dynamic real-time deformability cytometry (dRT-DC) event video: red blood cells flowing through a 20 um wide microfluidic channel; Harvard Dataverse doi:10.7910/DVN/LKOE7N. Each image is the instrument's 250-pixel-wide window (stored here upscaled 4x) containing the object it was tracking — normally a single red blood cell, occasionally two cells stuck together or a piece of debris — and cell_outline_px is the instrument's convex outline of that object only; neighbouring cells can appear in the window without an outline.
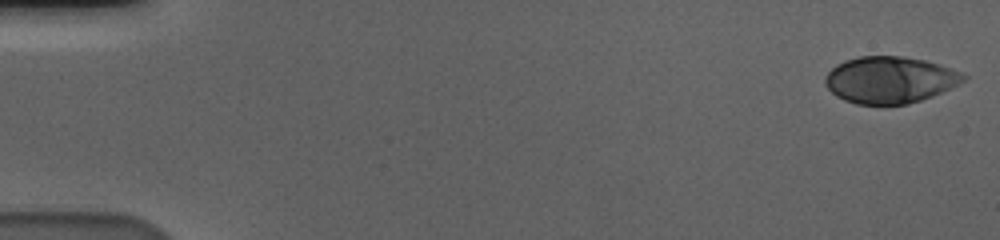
{"species": "human", "species_latin": "Homo sapiens", "temperature_condition": "cold", "stored_images_in_passage": 57, "camera_frame_rate_fps": 3000, "um_per_image_px": 0.085, "donor": {"sex": "male"}, "frame": {"image": 1, "passage_image": 1, "time_ms": 0.0, "image_size_px": [1000, 240], "cell_outline_px": [[968, 76], [964, 80], [932, 96], [908, 104], [856, 104], [844, 100], [836, 96], [824, 84], [824, 76], [836, 64], [844, 60], [860, 56], [900, 56], [924, 60], [960, 72]], "centroid_in_image_um": [75.57, 6.78], "position_along_channel_um": 9.4, "area_um2": 37.28}}
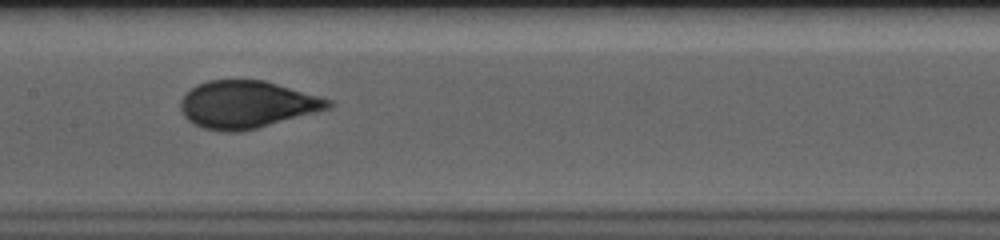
{"frame": {"image": 2, "passage_image": 29, "time_ms": 9.333, "image_size_px": [1000, 240], "cell_outline_px": [[332, 108], [256, 128], [240, 132], [224, 132], [204, 128], [188, 120], [184, 116], [180, 108], [180, 100], [196, 84], [208, 80], [264, 80], [332, 100]], "centroid_in_image_um": [20.97, 8.88], "position_along_channel_um": 186.4, "area_um2": 40.52}}
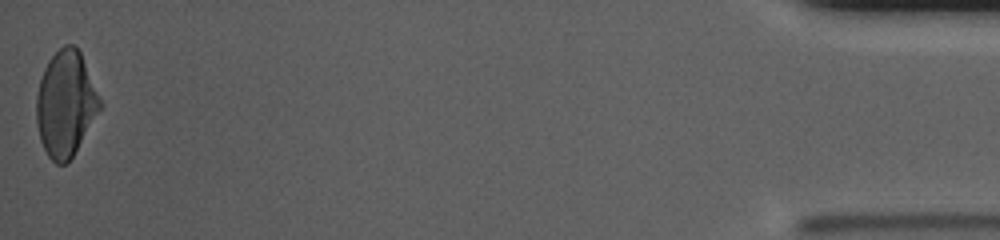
{"frame": {"image": 3, "passage_image": 57, "time_ms": 18.667, "image_size_px": [1000, 240], "cell_outline_px": [[104, 104], [68, 164], [56, 164], [48, 156], [40, 140], [36, 120], [36, 96], [40, 80], [44, 68], [48, 60], [64, 44], [72, 44], [80, 52]], "centroid_in_image_um": [5.59, 8.84], "position_along_channel_um": 429.6, "area_um2": 39.25}, "authors_computed_cell_mechanics": {"area_um2": 39.593, "velocity_mm_per_s": 3.5844, "shape_relaxation_time_tau1_ms": 5.7991, "shape_relaxation_time_tau2_ms": null, "deformation_change_tau1": 0.1998, "deformation_change_tau2": null}}